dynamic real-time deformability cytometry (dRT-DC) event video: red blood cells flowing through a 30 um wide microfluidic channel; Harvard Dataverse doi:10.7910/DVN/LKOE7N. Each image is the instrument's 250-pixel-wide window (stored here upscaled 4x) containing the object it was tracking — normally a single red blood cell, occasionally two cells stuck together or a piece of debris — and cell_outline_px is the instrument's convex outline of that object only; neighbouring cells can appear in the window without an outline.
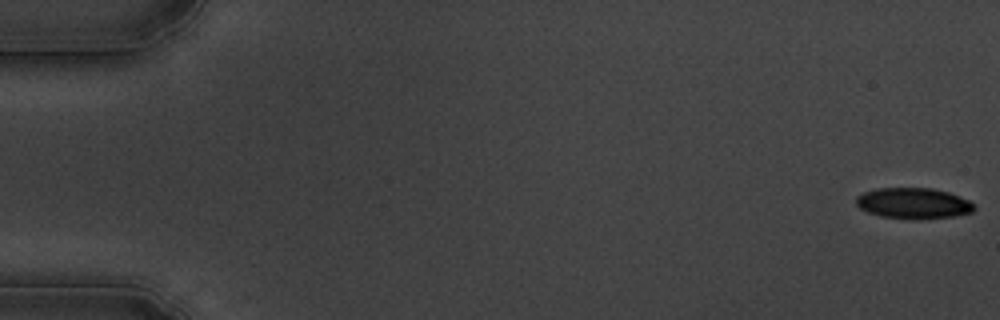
{"species": "common noctule bat (a hibernating species)", "species_latin": "Nyctalus noctula", "temperature_condition": "cold", "stored_images_in_passage": 56, "camera_frame_rate_fps": 3000, "um_per_image_px": 0.085, "animal": {"sex": "male", "body_mass_g": 19.5, "forearm_length_mm": 54.6}, "frame": {"image": 1, "passage_image": 1, "time_ms": 0.0, "image_size_px": [1000, 320], "cell_outline_px": [[976, 208], [972, 212], [956, 216], [916, 220], [908, 220], [880, 216], [868, 212], [860, 208], [856, 204], [856, 196], [864, 192], [876, 188], [932, 188], [948, 192], [960, 196], [968, 200]], "centroid_in_image_um": [77.63, 17.29], "position_along_channel_um": 7.4, "area_um2": 21.5}}
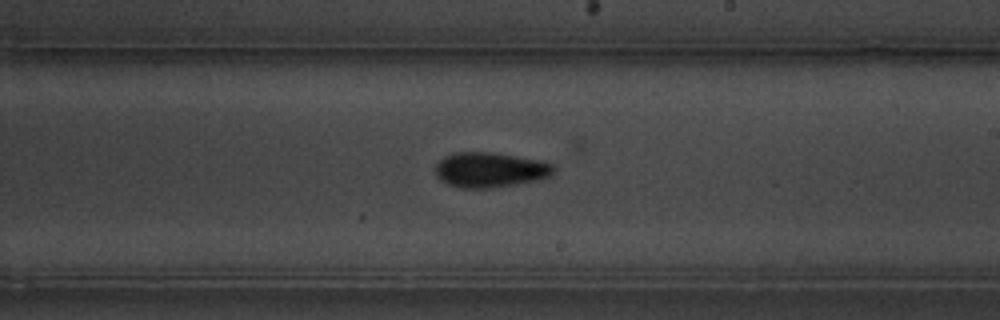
{"frame": {"image": 2, "passage_image": 33, "time_ms": 10.667, "image_size_px": [1000, 320], "cell_outline_px": [[556, 172], [552, 176], [540, 180], [492, 188], [460, 188], [448, 184], [440, 180], [436, 176], [436, 164], [444, 156], [456, 152], [492, 152], [544, 160], [556, 164]], "centroid_in_image_um": [41.74, 14.43], "position_along_channel_um": 247.3, "area_um2": 24.74}}
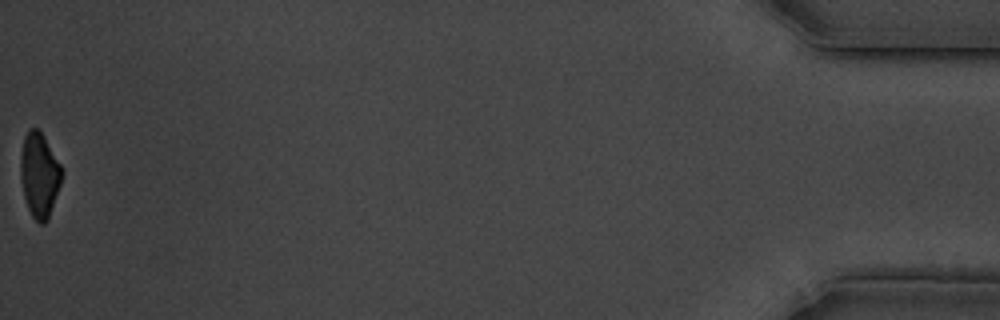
{"frame": {"image": 3, "passage_image": 56, "time_ms": 18.333, "image_size_px": [1000, 320], "cell_outline_px": [[64, 172], [48, 220], [44, 224], [40, 224], [32, 216], [28, 208], [24, 196], [20, 180], [20, 156], [24, 136], [28, 128], [36, 128], [44, 136], [60, 164]], "centroid_in_image_um": [3.34, 14.87], "position_along_channel_um": 431.9, "area_um2": 20.4}, "authors_computed_cell_mechanics": {"area_um2": 22.7154, "velocity_mm_per_s": 3.6407, "shape_relaxation_time_tau1_ms": 3.5296, "shape_relaxation_time_tau2_ms": 3.2441, "deformation_change_tau1": 0.1155, "deformation_change_tau2": 0.0925}}